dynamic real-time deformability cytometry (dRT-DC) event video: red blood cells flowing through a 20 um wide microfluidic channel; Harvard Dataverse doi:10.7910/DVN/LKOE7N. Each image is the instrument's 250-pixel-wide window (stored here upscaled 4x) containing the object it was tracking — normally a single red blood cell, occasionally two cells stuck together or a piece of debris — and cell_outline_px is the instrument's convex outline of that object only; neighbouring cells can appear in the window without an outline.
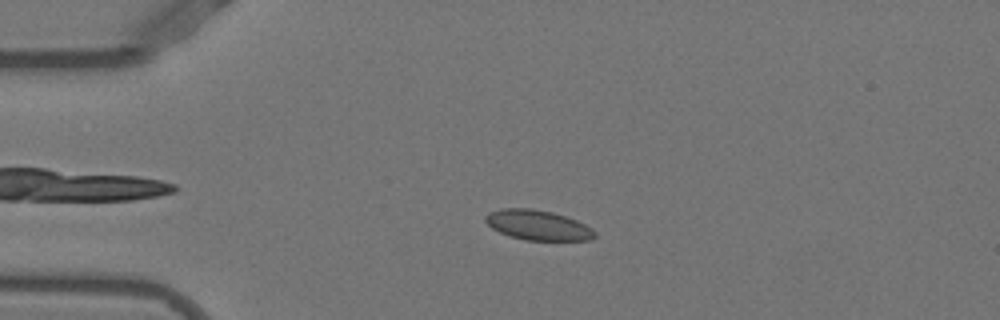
{"species": "Egyptian fruit bat (a non-hibernating species)", "species_latin": "Rousettus aegyptiacus", "temperature_condition": "warm", "stored_images_in_passage": 45, "camera_frame_rate_fps": 3000, "um_per_image_px": 0.085, "animal": {"sex": "female"}, "frame": {"image": 1, "passage_image": 5, "time_ms": 1.333, "image_size_px": [1000, 320], "cell_outline_px": [[596, 236], [592, 240], [524, 240], [508, 236], [492, 228], [484, 220], [484, 216], [488, 212], [500, 208], [532, 208], [552, 212], [576, 220], [592, 228], [596, 232]], "centroid_in_image_um": [45.69, 19.13], "position_along_channel_um": 39.3, "area_um2": 19.25}}
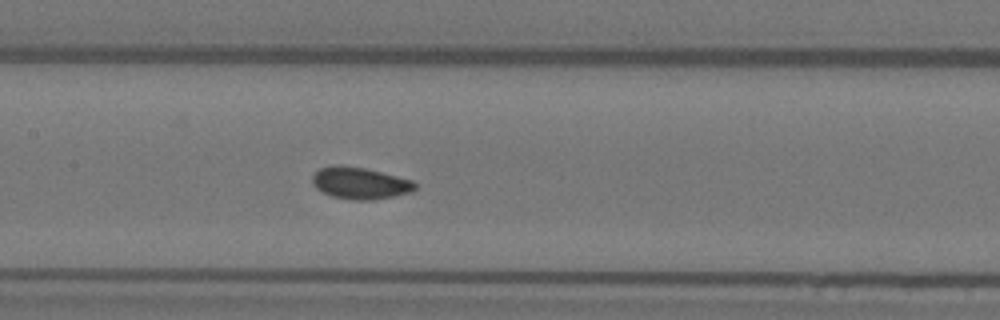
{"frame": {"image": 2, "passage_image": 18, "time_ms": 5.667, "image_size_px": [1000, 320], "cell_outline_px": [[416, 188], [412, 192], [372, 200], [352, 200], [332, 196], [316, 188], [312, 184], [312, 176], [320, 168], [336, 164], [340, 164], [364, 168], [412, 180], [416, 184]], "centroid_in_image_um": [30.58, 15.56], "position_along_channel_um": 176.8, "area_um2": 18.96}}
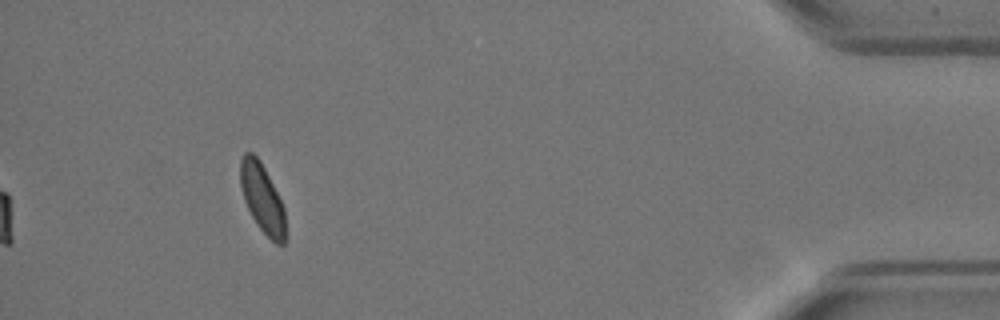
{"frame": {"image": 3, "passage_image": 41, "time_ms": 13.333, "image_size_px": [1000, 320], "cell_outline_px": [[284, 244], [276, 244], [256, 224], [244, 200], [240, 184], [240, 160], [244, 152], [252, 152], [260, 160], [284, 208]], "centroid_in_image_um": [22.25, 16.82], "position_along_channel_um": 412.9, "area_um2": 17.63}, "authors_computed_cell_mechanics": {"area_um2": 18.6694, "velocity_mm_per_s": 3.8829, "shape_relaxation_time_tau1_ms": 6.1138, "shape_relaxation_time_tau2_ms": null, "deformation_change_tau1": 0.0919, "deformation_change_tau2": null}}